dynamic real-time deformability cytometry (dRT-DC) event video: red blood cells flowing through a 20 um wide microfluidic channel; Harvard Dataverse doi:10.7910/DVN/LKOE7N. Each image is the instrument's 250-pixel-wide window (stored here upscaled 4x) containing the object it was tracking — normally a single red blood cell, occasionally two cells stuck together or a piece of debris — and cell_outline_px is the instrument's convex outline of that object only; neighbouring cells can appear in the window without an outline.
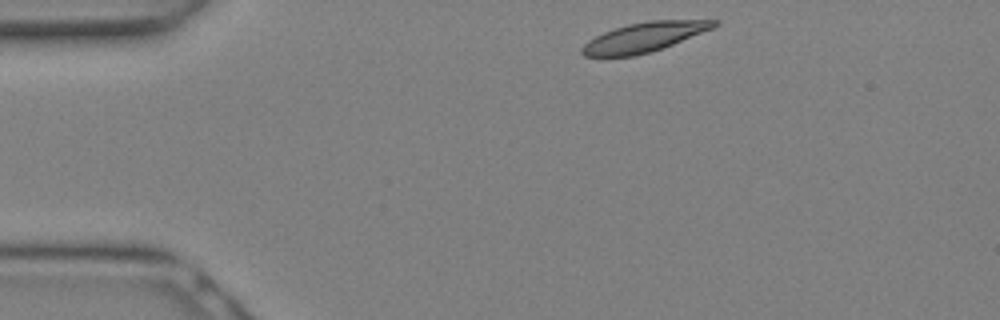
{"species": "Egyptian fruit bat (a non-hibernating species)", "species_latin": "Rousettus aegyptiacus", "temperature_condition": "warm", "stored_images_in_passage": 13, "camera_frame_rate_fps": 3000, "um_per_image_px": 0.085, "animal": {"sex": "female"}, "frame": {"image": 1, "passage_image": 1, "time_ms": 0.0, "image_size_px": [1000, 320], "cell_outline_px": [[720, 24], [712, 28], [664, 48], [636, 56], [584, 56], [580, 52], [580, 48], [588, 40], [604, 32], [628, 24], [648, 20], [720, 20]], "centroid_in_image_um": [54.75, 3.16], "position_along_channel_um": 30.2, "area_um2": 22.66}}
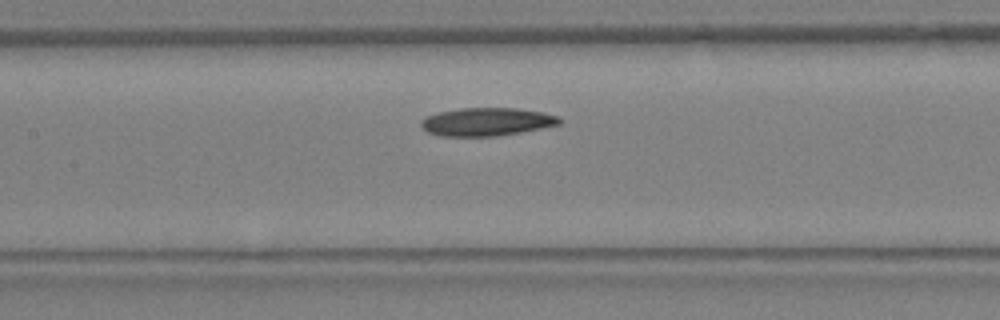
{"frame": {"image": 2, "passage_image": 9, "time_ms": 2.667, "image_size_px": [1000, 320], "cell_outline_px": [[564, 120], [560, 124], [520, 132], [496, 136], [440, 136], [428, 132], [420, 124], [420, 120], [428, 116], [440, 112], [460, 108], [516, 108], [544, 112], [560, 116]], "centroid_in_image_um": [41.41, 10.35], "position_along_channel_um": 166.0, "area_um2": 22.66}}
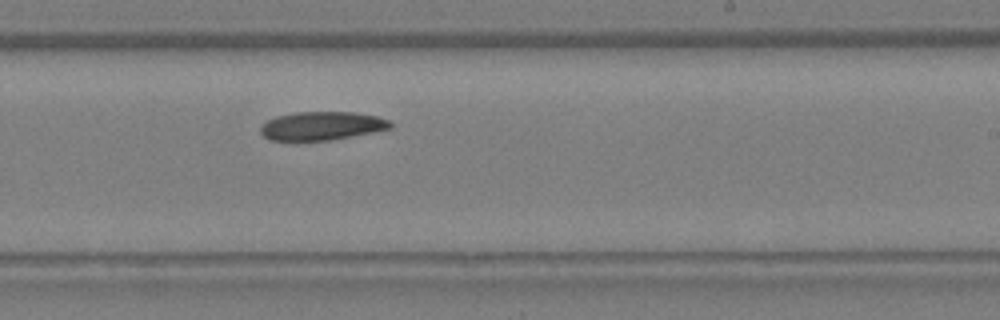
{"frame": {"image": 3, "passage_image": 13, "time_ms": 4.0, "image_size_px": [1000, 320], "cell_outline_px": [[392, 128], [352, 136], [328, 140], [268, 140], [260, 132], [260, 128], [268, 120], [276, 116], [296, 112], [352, 112], [376, 116], [388, 120], [392, 124]], "centroid_in_image_um": [27.34, 10.69], "position_along_channel_um": 261.7, "area_um2": 21.33}}